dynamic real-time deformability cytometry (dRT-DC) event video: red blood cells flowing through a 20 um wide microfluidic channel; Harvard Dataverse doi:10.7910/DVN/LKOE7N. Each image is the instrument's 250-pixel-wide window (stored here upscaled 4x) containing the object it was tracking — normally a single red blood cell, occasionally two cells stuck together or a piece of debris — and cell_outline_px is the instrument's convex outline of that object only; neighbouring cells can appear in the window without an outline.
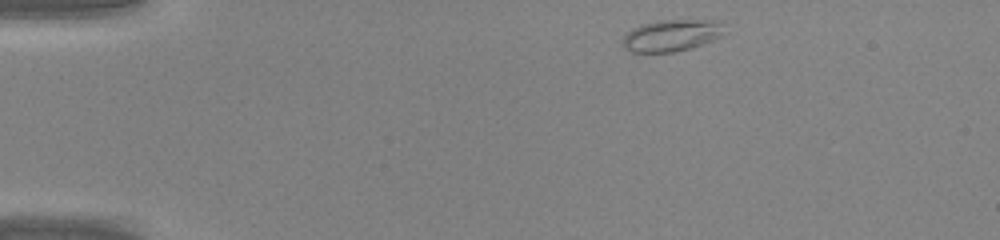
{"species": "common noctule bat (a hibernating species)", "species_latin": "Nyctalus noctula", "temperature_condition": "warm", "stored_images_in_passage": 39, "camera_frame_rate_fps": 3000, "um_per_image_px": 0.085, "animal": {"sex": "male", "body_mass_g": 20.0, "forearm_length_mm": 53.3}, "frame": {"image": 1, "passage_image": 1, "time_ms": 0.0, "image_size_px": [1000, 240], "cell_outline_px": [[720, 36], [712, 40], [692, 48], [672, 52], [632, 52], [624, 48], [620, 44], [624, 36], [632, 28], [640, 24], [660, 20], [720, 20]], "centroid_in_image_um": [56.99, 3.01], "position_along_channel_um": 28.0, "area_um2": 18.67}}
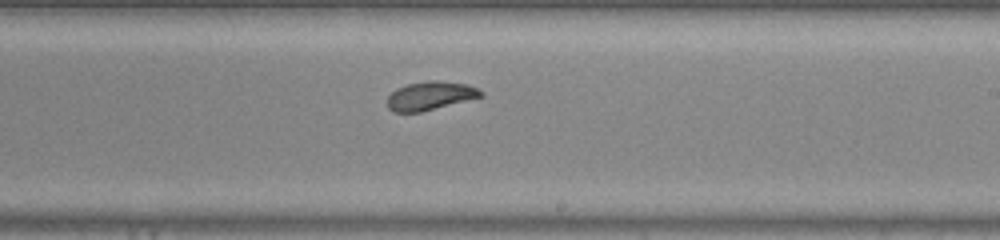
{"frame": {"image": 2, "passage_image": 21, "time_ms": 6.667, "image_size_px": [1000, 240], "cell_outline_px": [[484, 96], [420, 112], [392, 112], [388, 108], [388, 96], [396, 88], [408, 84], [428, 80], [436, 80], [468, 84], [484, 92]], "centroid_in_image_um": [36.57, 8.13], "position_along_channel_um": 252.4, "area_um2": 15.55}}
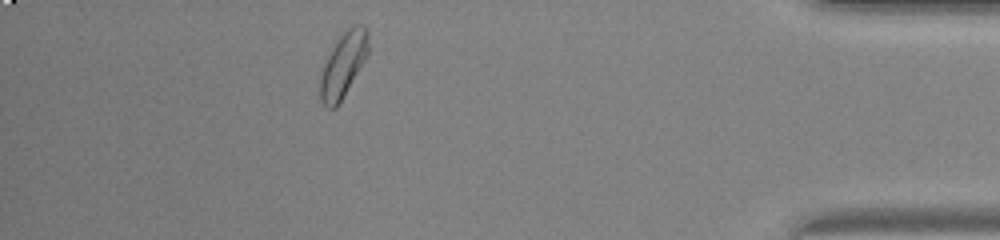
{"frame": {"image": 3, "passage_image": 34, "time_ms": 11.0, "image_size_px": [1000, 240], "cell_outline_px": [[368, 52], [364, 60], [336, 108], [328, 108], [320, 100], [320, 72], [324, 60], [336, 40], [348, 28], [356, 24], [360, 24], [368, 28]], "centroid_in_image_um": [29.14, 5.47], "position_along_channel_um": 406.1, "area_um2": 17.98}}